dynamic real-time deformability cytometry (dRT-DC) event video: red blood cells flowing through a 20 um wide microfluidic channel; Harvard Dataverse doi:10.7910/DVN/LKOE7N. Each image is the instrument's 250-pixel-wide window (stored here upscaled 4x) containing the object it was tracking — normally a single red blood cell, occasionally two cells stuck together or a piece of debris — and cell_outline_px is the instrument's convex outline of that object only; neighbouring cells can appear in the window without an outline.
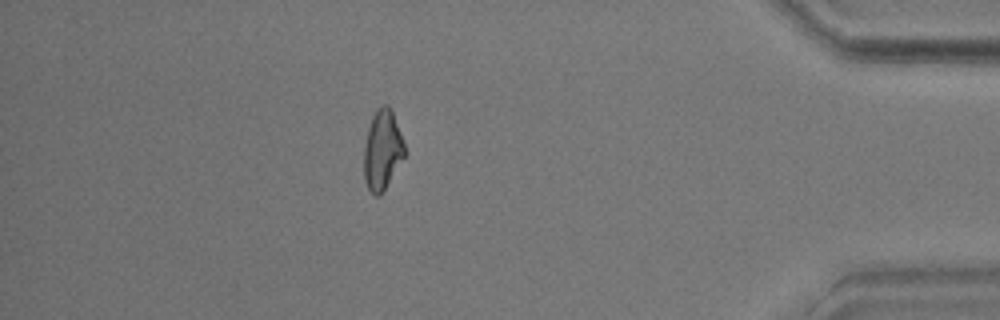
{"species": "common noctule bat (a hibernating species)", "species_latin": "Nyctalus noctula", "temperature_condition": "warm", "stored_images_in_passage": 37, "camera_frame_rate_fps": 3000, "um_per_image_px": 0.085, "animal": {"sex": "male", "body_mass_g": 17.9}, "frame": {"image": 1, "passage_image": 31, "time_ms": 10.0, "image_size_px": [1000, 320], "cell_outline_px": [[404, 156], [380, 196], [376, 196], [368, 188], [364, 180], [364, 144], [368, 128], [372, 116], [376, 108], [380, 104], [388, 104], [392, 108], [404, 144]], "centroid_in_image_um": [32.48, 12.69], "position_along_channel_um": 402.7, "area_um2": 18.84}, "authors_computed_cell_mechanics": {"area_um2": 18.7272, "velocity_mm_per_s": 3.5841, "shape_relaxation_time_tau1_ms": 10.1569, "shape_relaxation_time_tau2_ms": 1.7926, "deformation_change_tau1": 0.2646, "deformation_change_tau2": 0.0893}}